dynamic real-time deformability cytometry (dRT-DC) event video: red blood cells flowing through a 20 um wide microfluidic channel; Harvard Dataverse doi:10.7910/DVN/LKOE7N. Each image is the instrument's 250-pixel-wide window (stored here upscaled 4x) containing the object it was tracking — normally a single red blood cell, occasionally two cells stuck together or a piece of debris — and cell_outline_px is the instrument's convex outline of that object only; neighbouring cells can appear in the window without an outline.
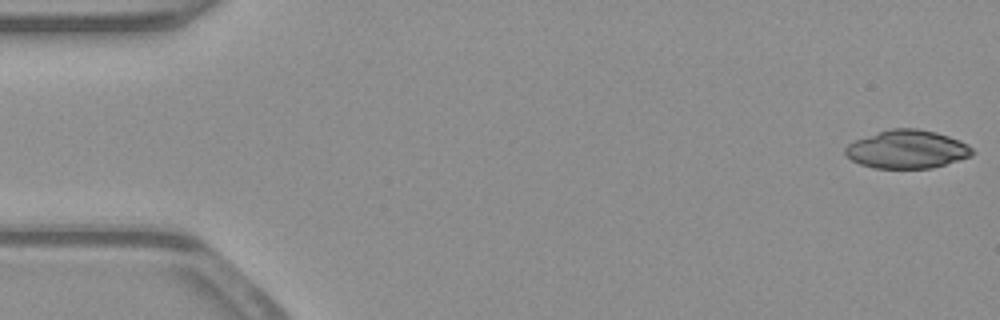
{"species": "common noctule bat (a hibernating species)", "species_latin": "Nyctalus noctula", "temperature_condition": "warm", "stored_images_in_passage": 47, "camera_frame_rate_fps": 3000, "um_per_image_px": 0.085, "animal": {"sex": "male", "body_mass_g": 23.1, "forearm_length_mm": 52.7}, "frame": {"image": 1, "passage_image": 1, "time_ms": 0.0, "image_size_px": [1000, 320], "cell_outline_px": [[976, 152], [972, 156], [932, 168], [872, 168], [860, 164], [852, 160], [844, 152], [844, 148], [848, 144], [856, 140], [888, 128], [916, 128], [936, 132], [960, 140], [968, 144]], "centroid_in_image_um": [77.12, 12.69], "position_along_channel_um": 7.9, "area_um2": 28.44}}